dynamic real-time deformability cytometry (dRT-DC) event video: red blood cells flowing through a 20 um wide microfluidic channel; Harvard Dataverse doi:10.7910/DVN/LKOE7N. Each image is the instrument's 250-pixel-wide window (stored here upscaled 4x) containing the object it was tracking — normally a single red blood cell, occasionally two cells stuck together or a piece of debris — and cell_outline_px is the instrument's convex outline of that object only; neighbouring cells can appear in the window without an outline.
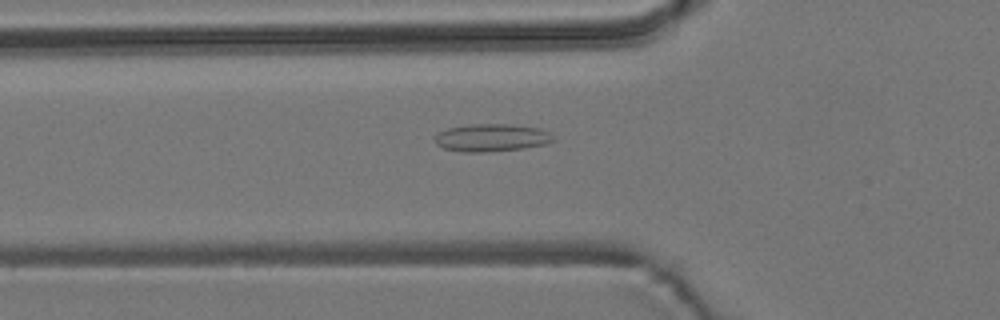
{"species": "common noctule bat (a hibernating species)", "species_latin": "Nyctalus noctula", "temperature_condition": "room temperature", "stored_images_in_passage": 53, "camera_frame_rate_fps": 3000, "um_per_image_px": 0.085, "animal": {"sex": "male", "body_mass_g": 19.2, "forearm_length_mm": 51.8}, "frame": {"image": 1, "passage_image": 17, "time_ms": 5.333, "image_size_px": [1000, 320], "cell_outline_px": [[556, 140], [544, 144], [520, 148], [484, 152], [460, 152], [444, 148], [436, 144], [436, 136], [440, 132], [448, 128], [468, 124], [508, 124], [540, 128], [552, 132]], "centroid_in_image_um": [41.82, 11.69], "position_along_channel_um": 84.0, "area_um2": 19.02}}
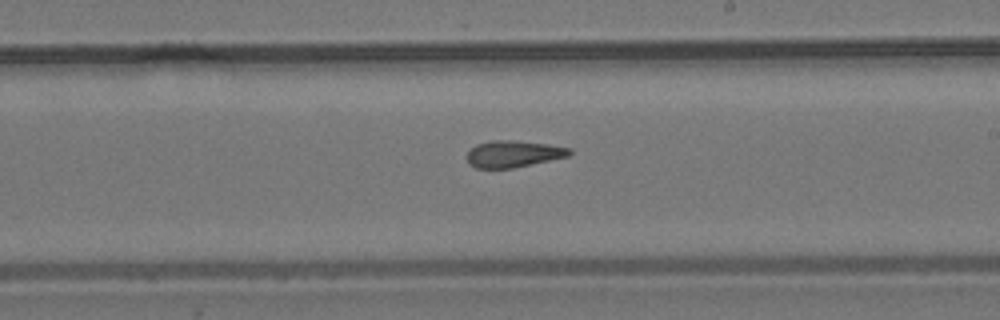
{"frame": {"image": 2, "passage_image": 30, "time_ms": 9.667, "image_size_px": [1000, 320], "cell_outline_px": [[572, 152], [568, 156], [512, 168], [476, 168], [468, 164], [468, 152], [476, 144], [492, 140], [512, 140], [548, 144], [572, 148]], "centroid_in_image_um": [43.63, 13.07], "position_along_channel_um": 245.4, "area_um2": 15.84}}
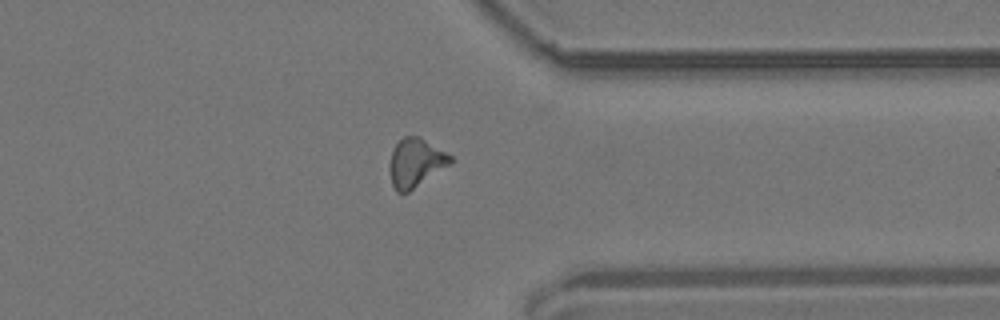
{"frame": {"image": 3, "passage_image": 41, "time_ms": 13.333, "image_size_px": [1000, 320], "cell_outline_px": [[452, 164], [408, 192], [396, 192], [392, 184], [388, 168], [388, 164], [392, 152], [396, 144], [404, 136], [416, 136], [424, 140], [452, 156]], "centroid_in_image_um": [35.31, 13.86], "position_along_channel_um": 376.1, "area_um2": 17.11}, "authors_computed_cell_mechanics": {"area_um2": 16.4152, "velocity_mm_per_s": 3.7108, "shape_relaxation_time_tau1_ms": null, "shape_relaxation_time_tau2_ms": 4.647, "deformation_change_tau1": null, "deformation_change_tau2": 0.1551}}